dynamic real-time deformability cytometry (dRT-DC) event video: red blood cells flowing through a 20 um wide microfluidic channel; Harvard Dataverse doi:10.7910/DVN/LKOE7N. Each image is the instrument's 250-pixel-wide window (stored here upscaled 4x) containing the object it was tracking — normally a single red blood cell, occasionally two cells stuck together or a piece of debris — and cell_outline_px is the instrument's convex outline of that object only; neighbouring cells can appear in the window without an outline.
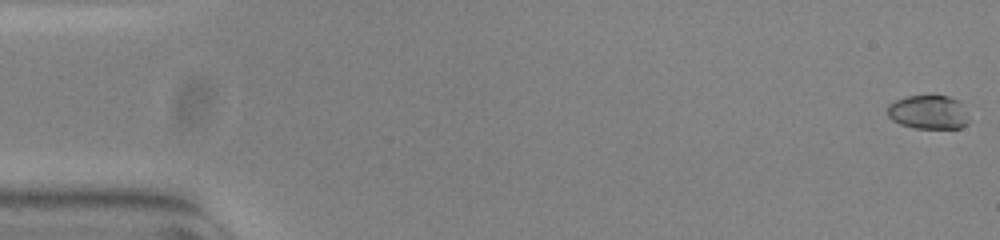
{"species": "common noctule bat (a hibernating species)", "species_latin": "Nyctalus noctula", "temperature_condition": "warm", "stored_images_in_passage": 55, "camera_frame_rate_fps": 3000, "um_per_image_px": 0.085, "animal": {"sex": "female", "body_mass_g": 23.0, "forearm_length_mm": 53.4}, "frame": {"image": 1, "passage_image": 1, "time_ms": 0.0, "image_size_px": [1000, 240], "cell_outline_px": [[968, 124], [960, 128], [912, 128], [900, 124], [892, 120], [888, 116], [888, 104], [896, 100], [908, 96], [948, 96], [956, 100], [960, 104], [968, 120]], "centroid_in_image_um": [78.87, 9.55], "position_along_channel_um": 6.1, "area_um2": 15.84}}
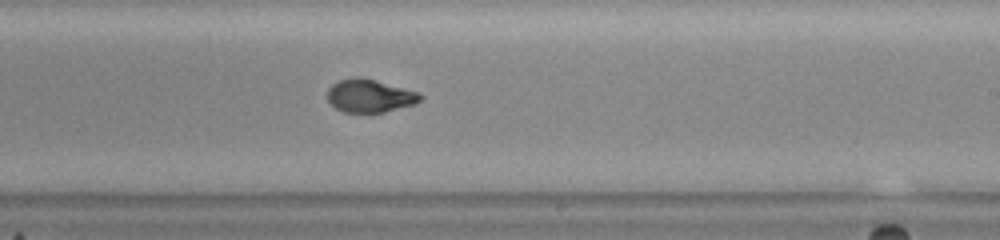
{"frame": {"image": 2, "passage_image": 33, "time_ms": 10.667, "image_size_px": [1000, 240], "cell_outline_px": [[424, 96], [416, 104], [384, 112], [344, 112], [336, 108], [328, 100], [328, 88], [332, 84], [340, 80], [356, 76], [376, 80], [420, 92]], "centroid_in_image_um": [31.46, 8.14], "position_along_channel_um": 257.5, "area_um2": 17.92}}
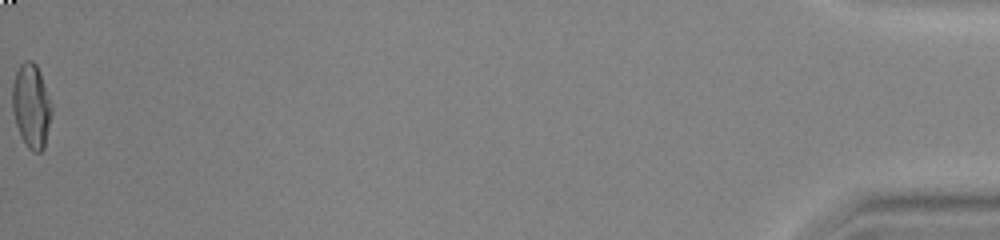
{"frame": {"image": 3, "passage_image": 55, "time_ms": 18.0, "image_size_px": [1000, 240], "cell_outline_px": [[52, 112], [44, 148], [40, 152], [32, 152], [24, 144], [20, 136], [16, 124], [12, 108], [12, 84], [16, 72], [20, 64], [24, 60], [32, 60], [36, 64], [40, 72], [52, 108]], "centroid_in_image_um": [2.64, 9.01], "position_along_channel_um": 432.6, "area_um2": 19.31}, "authors_computed_cell_mechanics": {"area_um2": 18.207, "velocity_mm_per_s": 3.8217, "shape_relaxation_time_tau1_ms": null, "shape_relaxation_time_tau2_ms": 1.1865, "deformation_change_tau1": null, "deformation_change_tau2": 0.0563}}